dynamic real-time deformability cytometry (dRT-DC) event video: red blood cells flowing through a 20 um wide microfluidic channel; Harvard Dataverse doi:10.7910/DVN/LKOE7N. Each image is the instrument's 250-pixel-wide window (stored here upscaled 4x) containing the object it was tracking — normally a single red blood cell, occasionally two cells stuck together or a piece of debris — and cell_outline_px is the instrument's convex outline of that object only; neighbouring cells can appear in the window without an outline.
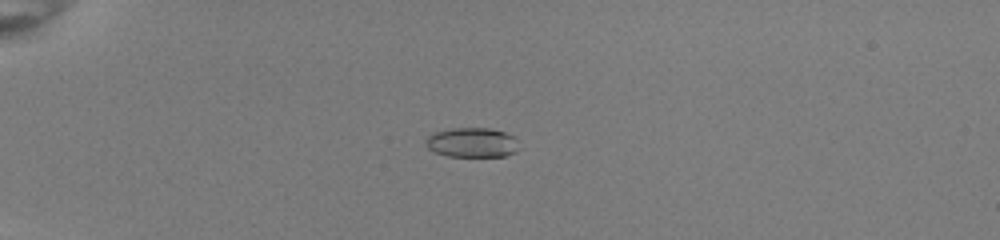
{"species": "common noctule bat (a hibernating species)", "species_latin": "Nyctalus noctula", "temperature_condition": "room temperature", "stored_images_in_passage": 40, "camera_frame_rate_fps": 3000, "um_per_image_px": 0.085, "animal": {"sex": "female", "body_mass_g": 22.0, "forearm_length_mm": 56.7}, "frame": {"image": 1, "passage_image": 3, "time_ms": 0.667, "image_size_px": [1000, 240], "cell_outline_px": [[520, 148], [516, 152], [504, 156], [448, 156], [436, 152], [428, 148], [424, 140], [432, 132], [452, 128], [488, 128], [504, 132], [516, 136]], "centroid_in_image_um": [40.15, 12.1], "position_along_channel_um": 44.8, "area_um2": 16.3}}
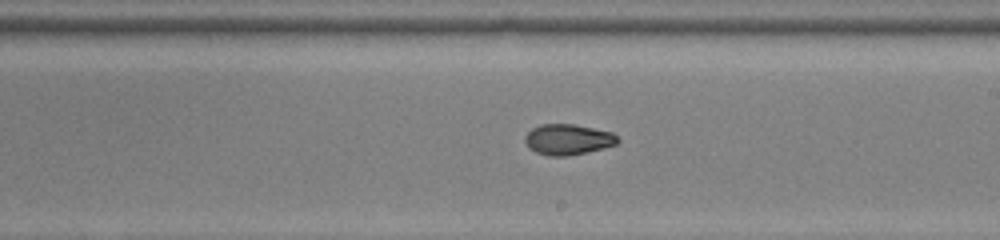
{"frame": {"image": 2, "passage_image": 21, "time_ms": 6.667, "image_size_px": [1000, 240], "cell_outline_px": [[620, 140], [616, 144], [604, 148], [568, 156], [548, 156], [536, 152], [528, 148], [524, 140], [524, 136], [532, 128], [540, 124], [576, 124], [612, 132]], "centroid_in_image_um": [48.25, 11.85], "position_along_channel_um": 240.7, "area_um2": 16.7}}
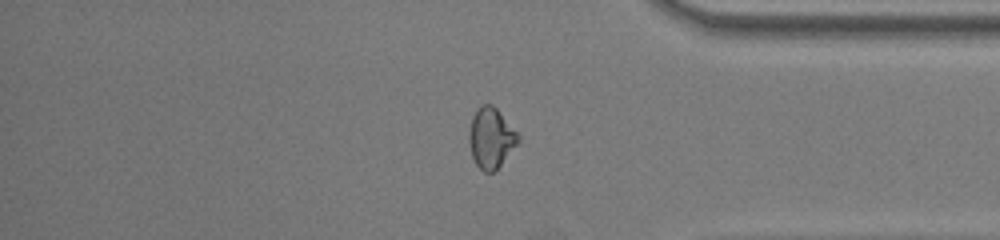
{"frame": {"image": 3, "passage_image": 33, "time_ms": 10.667, "image_size_px": [1000, 240], "cell_outline_px": [[520, 140], [500, 164], [492, 172], [484, 172], [476, 164], [472, 156], [468, 140], [468, 132], [472, 116], [480, 104], [492, 104], [496, 108], [520, 136]], "centroid_in_image_um": [41.7, 11.7], "position_along_channel_um": 393.5, "area_um2": 17.05}, "authors_computed_cell_mechanics": {"area_um2": 16.9932, "velocity_mm_per_s": 4.0248, "shape_relaxation_time_tau1_ms": null, "shape_relaxation_time_tau2_ms": 2.21, "deformation_change_tau1": null, "deformation_change_tau2": 0.0571}}